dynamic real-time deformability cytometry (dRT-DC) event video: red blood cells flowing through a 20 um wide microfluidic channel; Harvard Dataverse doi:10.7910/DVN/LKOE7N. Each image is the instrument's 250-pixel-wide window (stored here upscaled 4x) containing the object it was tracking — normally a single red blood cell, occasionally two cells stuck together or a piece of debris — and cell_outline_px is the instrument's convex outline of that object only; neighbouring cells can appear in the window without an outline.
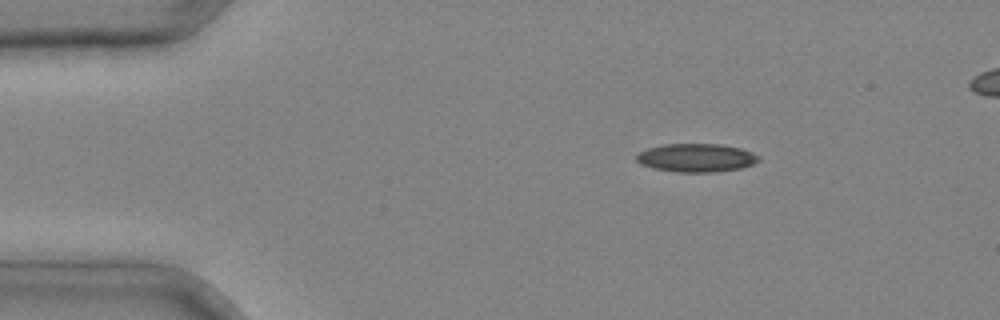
{"species": "common noctule bat (a hibernating species)", "species_latin": "Nyctalus noctula", "temperature_condition": "cold", "stored_images_in_passage": 4, "camera_frame_rate_fps": 3000, "um_per_image_px": 0.085, "animal": {"sex": "male", "body_mass_g": 20.4}, "frame": {"image": 1, "passage_image": 2, "time_ms": 0.333, "image_size_px": [1000, 320], "cell_outline_px": [[760, 160], [752, 164], [740, 168], [716, 172], [676, 172], [656, 168], [640, 164], [636, 160], [636, 152], [648, 148], [664, 144], [720, 144], [740, 148], [752, 152], [760, 156]], "centroid_in_image_um": [59.17, 13.41], "position_along_channel_um": 25.8, "area_um2": 20.23}}